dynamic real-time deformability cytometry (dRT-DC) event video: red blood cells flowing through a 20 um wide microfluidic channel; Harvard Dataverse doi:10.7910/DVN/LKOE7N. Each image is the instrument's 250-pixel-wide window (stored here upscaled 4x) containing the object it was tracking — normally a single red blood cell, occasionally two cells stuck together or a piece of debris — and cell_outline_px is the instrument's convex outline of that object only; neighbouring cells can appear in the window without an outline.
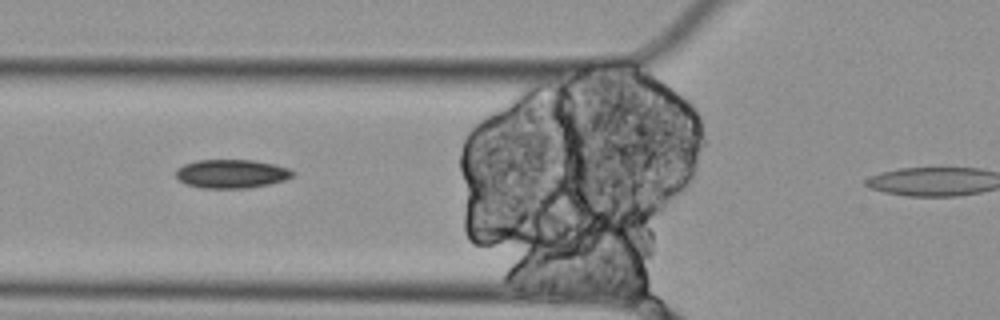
{"species": "Egyptian fruit bat (a non-hibernating species)", "species_latin": "Rousettus aegyptiacus", "temperature_condition": "cold", "stored_images_in_passage": 4, "camera_frame_rate_fps": 3000, "um_per_image_px": 0.085, "animal": {"sex": "female"}, "frame": {"image": 1, "passage_image": 2, "time_ms": 0.333, "image_size_px": [1000, 320], "cell_outline_px": [[296, 172], [292, 176], [284, 180], [268, 184], [248, 188], [200, 188], [188, 184], [180, 180], [176, 176], [176, 168], [184, 164], [196, 160], [252, 160], [276, 164], [288, 168]], "centroid_in_image_um": [19.68, 14.76], "position_along_channel_um": 106.1, "area_um2": 19.54}}
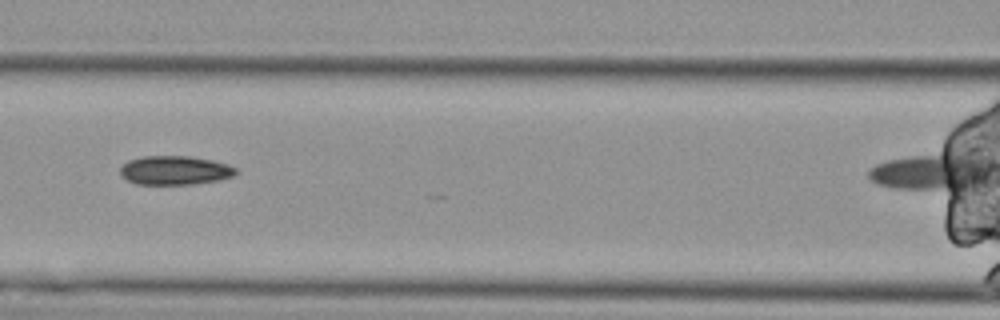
{"frame": {"image": 2, "passage_image": 3, "time_ms": 0.667, "image_size_px": [1000, 320], "cell_outline_px": [[236, 172], [232, 176], [220, 180], [192, 184], [136, 184], [120, 176], [120, 168], [128, 160], [144, 156], [188, 156], [212, 160], [228, 164], [236, 168]], "centroid_in_image_um": [14.85, 14.48], "position_along_channel_um": 151.8, "area_um2": 19.48}}